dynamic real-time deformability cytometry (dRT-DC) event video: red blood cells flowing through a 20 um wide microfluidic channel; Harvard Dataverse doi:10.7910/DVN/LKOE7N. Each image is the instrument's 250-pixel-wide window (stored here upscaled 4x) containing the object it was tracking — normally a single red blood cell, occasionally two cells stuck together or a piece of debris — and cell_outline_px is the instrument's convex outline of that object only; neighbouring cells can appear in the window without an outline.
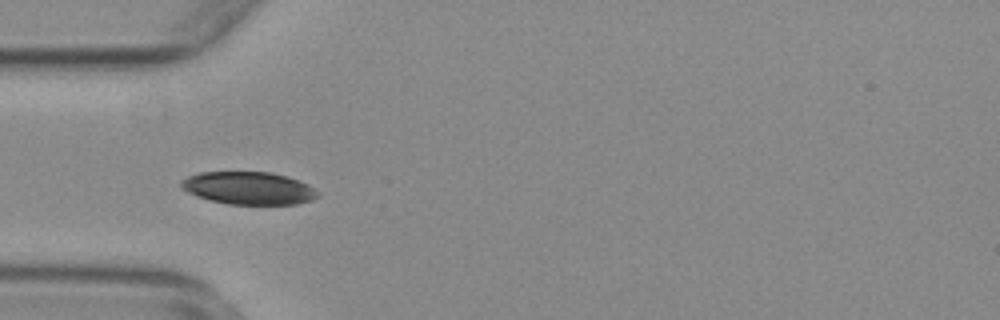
{"species": "common noctule bat (a hibernating species)", "species_latin": "Nyctalus noctula", "temperature_condition": "warm", "stored_images_in_passage": 21, "camera_frame_rate_fps": 3000, "um_per_image_px": 0.085, "animal": {"sex": "female", "body_mass_g": 29.2, "forearm_length_mm": 56.3}, "frame": {"image": 1, "passage_image": 5, "time_ms": 1.333, "image_size_px": [1000, 320], "cell_outline_px": [[320, 196], [312, 200], [296, 204], [228, 204], [208, 200], [196, 196], [180, 188], [180, 180], [188, 176], [200, 172], [268, 172], [288, 176], [308, 184], [320, 192]], "centroid_in_image_um": [21.13, 15.99], "position_along_channel_um": 63.9, "area_um2": 26.24}}
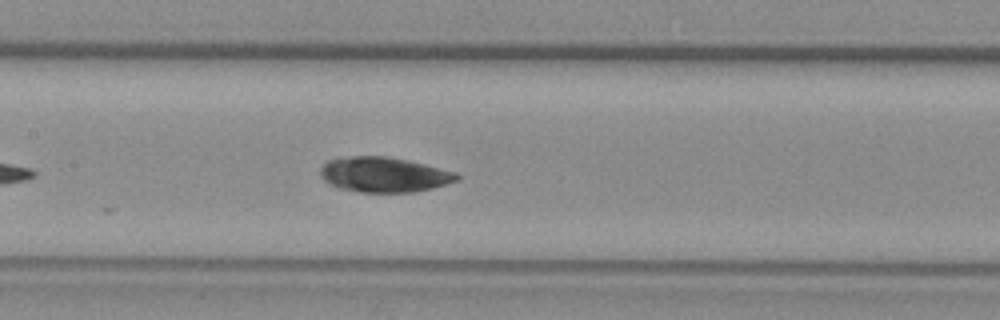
{"frame": {"image": 2, "passage_image": 14, "time_ms": 4.333, "image_size_px": [1000, 320], "cell_outline_px": [[460, 180], [432, 188], [412, 192], [356, 192], [340, 188], [328, 184], [320, 176], [320, 168], [328, 160], [352, 156], [384, 156], [408, 160], [456, 172], [460, 176]], "centroid_in_image_um": [32.63, 14.85], "position_along_channel_um": 174.8, "area_um2": 27.92}}
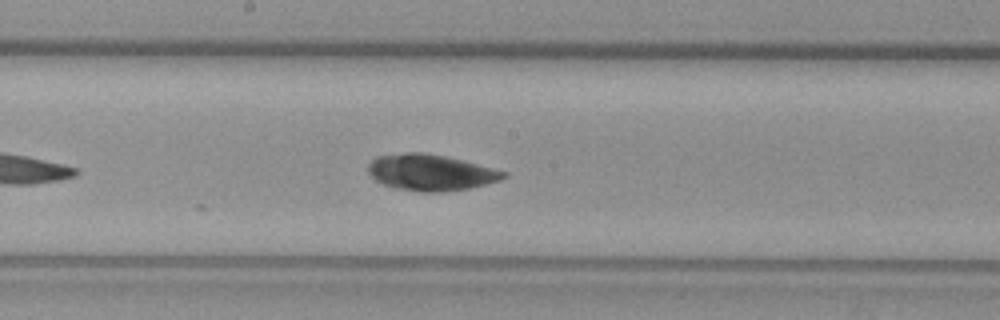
{"frame": {"image": 3, "passage_image": 17, "time_ms": 5.333, "image_size_px": [1000, 320], "cell_outline_px": [[508, 176], [500, 180], [468, 188], [440, 192], [420, 192], [396, 188], [384, 184], [368, 176], [368, 164], [376, 156], [404, 152], [424, 152], [464, 160], [508, 172]], "centroid_in_image_um": [36.58, 14.65], "position_along_channel_um": 211.6, "area_um2": 28.67}}